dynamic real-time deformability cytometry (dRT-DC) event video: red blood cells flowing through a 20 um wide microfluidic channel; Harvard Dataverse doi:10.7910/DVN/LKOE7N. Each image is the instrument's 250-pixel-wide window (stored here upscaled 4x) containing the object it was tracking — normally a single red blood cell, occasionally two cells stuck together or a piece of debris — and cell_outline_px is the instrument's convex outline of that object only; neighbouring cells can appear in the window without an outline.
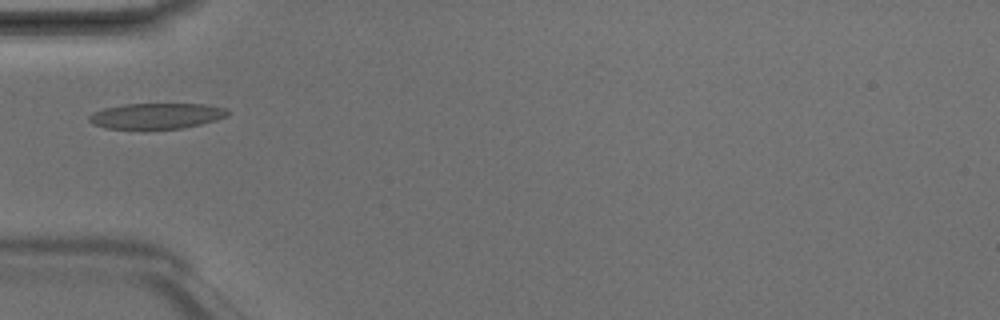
{"species": "Egyptian fruit bat (a non-hibernating species)", "species_latin": "Rousettus aegyptiacus", "temperature_condition": "room temperature", "stored_images_in_passage": 5, "camera_frame_rate_fps": 3000, "um_per_image_px": 0.085, "animal": {"sex": "male"}, "frame": {"image": 1, "passage_image": 4, "time_ms": 1.0, "image_size_px": [1000, 320], "cell_outline_px": [[228, 116], [216, 120], [184, 128], [104, 128], [92, 124], [88, 120], [88, 116], [92, 112], [104, 108], [124, 104], [204, 104], [224, 108], [228, 112]], "centroid_in_image_um": [13.26, 9.84], "position_along_channel_um": 71.7, "area_um2": 20.58}}